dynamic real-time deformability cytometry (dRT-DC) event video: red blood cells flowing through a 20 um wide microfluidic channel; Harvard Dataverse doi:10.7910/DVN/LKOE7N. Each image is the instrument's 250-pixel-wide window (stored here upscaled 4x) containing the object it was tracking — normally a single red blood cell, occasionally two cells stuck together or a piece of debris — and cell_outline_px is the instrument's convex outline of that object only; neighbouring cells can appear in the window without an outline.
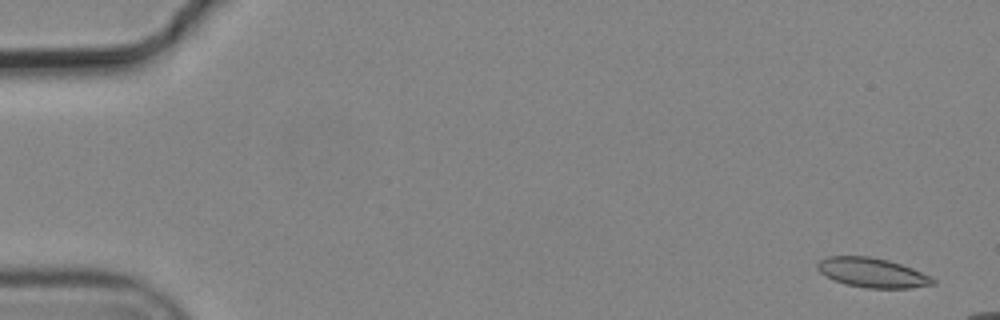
{"species": "common noctule bat (a hibernating species)", "species_latin": "Nyctalus noctula", "temperature_condition": "cold", "stored_images_in_passage": 4, "camera_frame_rate_fps": 3000, "um_per_image_px": 0.085, "animal": {"sex": "male", "body_mass_g": 19.2, "forearm_length_mm": 51.8}, "frame": {"image": 1, "passage_image": 1, "time_ms": 0.0, "image_size_px": [1000, 320], "cell_outline_px": [[936, 284], [908, 288], [864, 288], [848, 284], [836, 280], [820, 272], [816, 268], [816, 264], [820, 260], [828, 256], [868, 256], [888, 260], [912, 268], [936, 280]], "centroid_in_image_um": [74.14, 23.17], "position_along_channel_um": 10.9, "area_um2": 19.59}}